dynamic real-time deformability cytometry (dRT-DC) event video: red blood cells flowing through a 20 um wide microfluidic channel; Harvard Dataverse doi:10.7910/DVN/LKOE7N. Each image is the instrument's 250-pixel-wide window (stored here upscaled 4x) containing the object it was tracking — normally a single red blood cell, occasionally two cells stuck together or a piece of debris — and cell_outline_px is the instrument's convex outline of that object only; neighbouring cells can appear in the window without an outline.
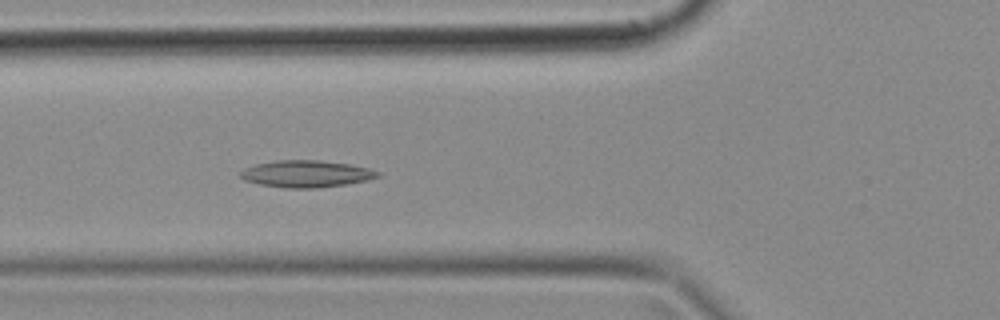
{"species": "common noctule bat (a hibernating species)", "species_latin": "Nyctalus noctula", "temperature_condition": "cold", "stored_images_in_passage": 49, "camera_frame_rate_fps": 3000, "um_per_image_px": 0.085, "animal": {"sex": "female", "body_mass_g": 18.4}, "frame": {"image": 1, "passage_image": 18, "time_ms": 5.667, "image_size_px": [1000, 320], "cell_outline_px": [[380, 176], [368, 180], [344, 184], [316, 188], [284, 188], [260, 184], [244, 180], [240, 176], [240, 172], [244, 168], [256, 164], [276, 160], [320, 160], [348, 164], [368, 168], [380, 172]], "centroid_in_image_um": [26.01, 14.77], "position_along_channel_um": 99.8, "area_um2": 21.44}}
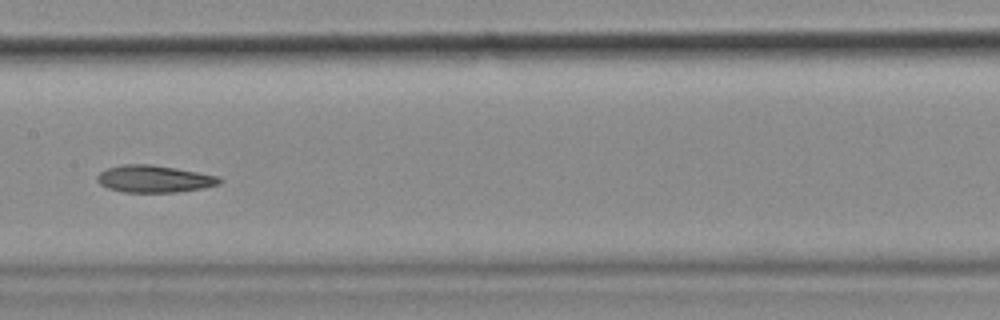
{"frame": {"image": 2, "passage_image": 25, "time_ms": 8.0, "image_size_px": [1000, 320], "cell_outline_px": [[224, 180], [220, 184], [204, 188], [176, 192], [124, 192], [108, 188], [100, 184], [96, 180], [96, 176], [100, 172], [108, 168], [124, 164], [152, 164], [176, 168], [220, 176]], "centroid_in_image_um": [13.14, 15.2], "position_along_channel_um": 194.3, "area_um2": 19.48}}
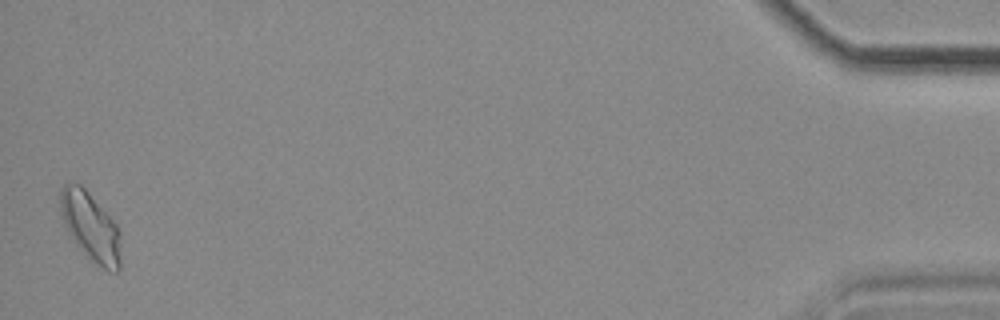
{"frame": {"image": 3, "passage_image": 49, "time_ms": 16.0, "image_size_px": [1000, 320], "cell_outline_px": [[120, 268], [116, 272], [108, 272], [84, 256], [76, 244], [64, 224], [60, 212], [60, 188], [64, 184], [80, 184], [88, 192], [116, 224], [120, 232]], "centroid_in_image_um": [7.7, 19.32], "position_along_channel_um": 427.5, "area_um2": 24.16}}